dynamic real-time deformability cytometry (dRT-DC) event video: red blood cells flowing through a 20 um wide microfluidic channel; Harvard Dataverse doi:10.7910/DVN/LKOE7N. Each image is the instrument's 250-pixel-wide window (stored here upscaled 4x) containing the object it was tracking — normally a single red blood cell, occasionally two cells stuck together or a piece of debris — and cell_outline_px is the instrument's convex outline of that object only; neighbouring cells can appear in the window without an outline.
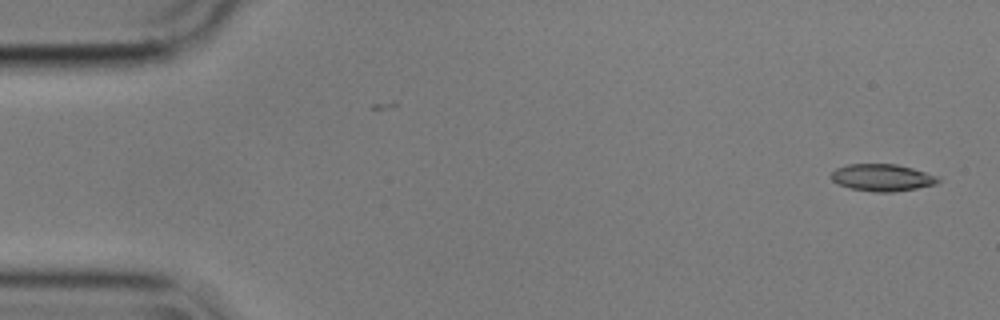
{"species": "common noctule bat (a hibernating species)", "species_latin": "Nyctalus noctula", "temperature_condition": "cold", "stored_images_in_passage": 54, "camera_frame_rate_fps": 3000, "um_per_image_px": 0.085, "animal": {"sex": "male", "body_mass_g": 17.9}, "frame": {"image": 1, "passage_image": 1, "time_ms": 0.0, "image_size_px": [1000, 320], "cell_outline_px": [[940, 180], [936, 184], [916, 188], [892, 192], [872, 192], [852, 188], [840, 184], [832, 180], [828, 176], [836, 168], [848, 164], [896, 164], [912, 168], [936, 176]], "centroid_in_image_um": [74.95, 15.09], "position_along_channel_um": 10.1, "area_um2": 16.7}}
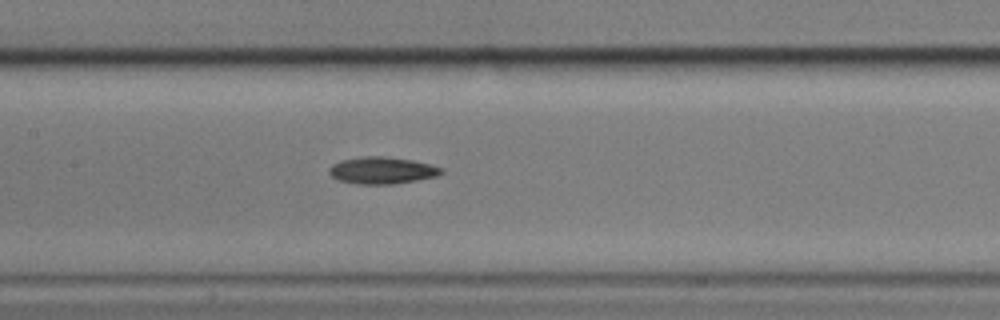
{"frame": {"image": 2, "passage_image": 25, "time_ms": 8.0, "image_size_px": [1000, 320], "cell_outline_px": [[444, 172], [436, 176], [416, 180], [392, 184], [360, 184], [340, 180], [332, 176], [328, 172], [328, 168], [332, 164], [340, 160], [364, 156], [384, 156], [412, 160], [444, 168]], "centroid_in_image_um": [32.46, 14.47], "position_along_channel_um": 174.9, "area_um2": 17.51}}
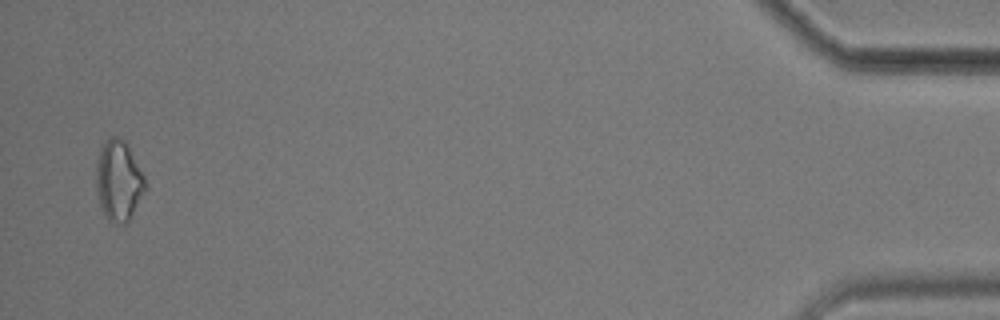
{"frame": {"image": 3, "passage_image": 53, "time_ms": 17.333, "image_size_px": [1000, 320], "cell_outline_px": [[144, 192], [128, 220], [124, 224], [120, 224], [108, 220], [104, 216], [100, 204], [96, 188], [96, 164], [100, 148], [104, 140], [112, 136], [120, 136], [124, 140], [144, 176]], "centroid_in_image_um": [10.04, 15.33], "position_along_channel_um": 425.2, "area_um2": 22.66}}